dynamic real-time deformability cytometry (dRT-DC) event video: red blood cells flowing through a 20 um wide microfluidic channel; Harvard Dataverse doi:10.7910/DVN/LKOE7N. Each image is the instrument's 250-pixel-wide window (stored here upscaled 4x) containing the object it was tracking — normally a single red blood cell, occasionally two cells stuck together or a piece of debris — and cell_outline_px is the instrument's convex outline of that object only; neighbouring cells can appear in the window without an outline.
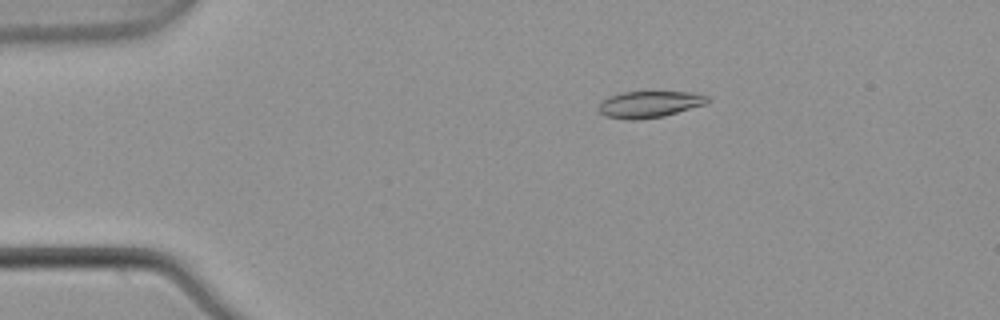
{"species": "common noctule bat (a hibernating species)", "species_latin": "Nyctalus noctula", "temperature_condition": "warm", "stored_images_in_passage": 4, "camera_frame_rate_fps": 3000, "um_per_image_px": 0.085, "animal": {"sex": "male", "body_mass_g": 21.5, "forearm_length_mm": 52.0}, "frame": {"image": 1, "passage_image": 3, "time_ms": 0.667, "image_size_px": [1000, 320], "cell_outline_px": [[708, 100], [704, 104], [664, 116], [636, 120], [628, 120], [604, 116], [596, 108], [608, 96], [624, 92], [696, 92], [708, 96]], "centroid_in_image_um": [55.16, 8.87], "position_along_channel_um": 29.8, "area_um2": 16.76}}